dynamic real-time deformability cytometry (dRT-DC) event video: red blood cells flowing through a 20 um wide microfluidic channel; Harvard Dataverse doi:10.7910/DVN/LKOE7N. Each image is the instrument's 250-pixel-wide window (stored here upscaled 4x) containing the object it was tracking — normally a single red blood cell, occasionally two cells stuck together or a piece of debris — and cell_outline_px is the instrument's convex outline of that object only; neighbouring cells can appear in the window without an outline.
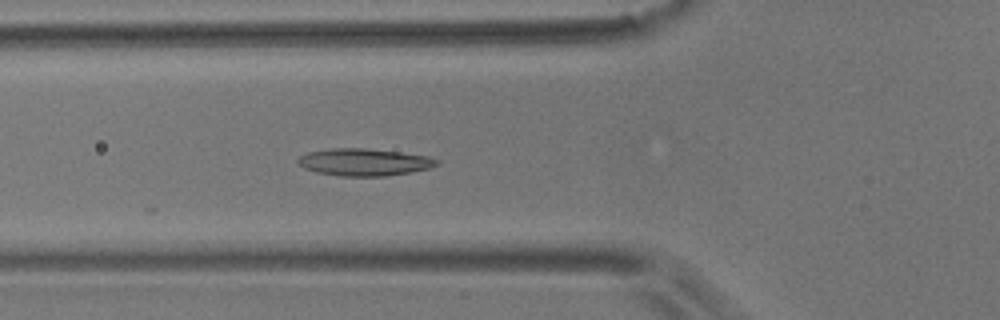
{"species": "common noctule bat (a hibernating species)", "species_latin": "Nyctalus noctula", "temperature_condition": "room temperature", "stored_images_in_passage": 7, "camera_frame_rate_fps": 3000, "um_per_image_px": 0.085, "animal": {"sex": "male", "body_mass_g": 17.9}, "frame": {"image": 1, "passage_image": 7, "time_ms": 8.0, "image_size_px": [1000, 320], "cell_outline_px": [[440, 164], [428, 168], [412, 172], [384, 176], [340, 176], [316, 172], [304, 168], [296, 160], [300, 156], [308, 152], [332, 148], [364, 148], [400, 152], [428, 156], [440, 160]], "centroid_in_image_um": [30.97, 13.78], "position_along_channel_um": 94.8, "area_um2": 22.02}}